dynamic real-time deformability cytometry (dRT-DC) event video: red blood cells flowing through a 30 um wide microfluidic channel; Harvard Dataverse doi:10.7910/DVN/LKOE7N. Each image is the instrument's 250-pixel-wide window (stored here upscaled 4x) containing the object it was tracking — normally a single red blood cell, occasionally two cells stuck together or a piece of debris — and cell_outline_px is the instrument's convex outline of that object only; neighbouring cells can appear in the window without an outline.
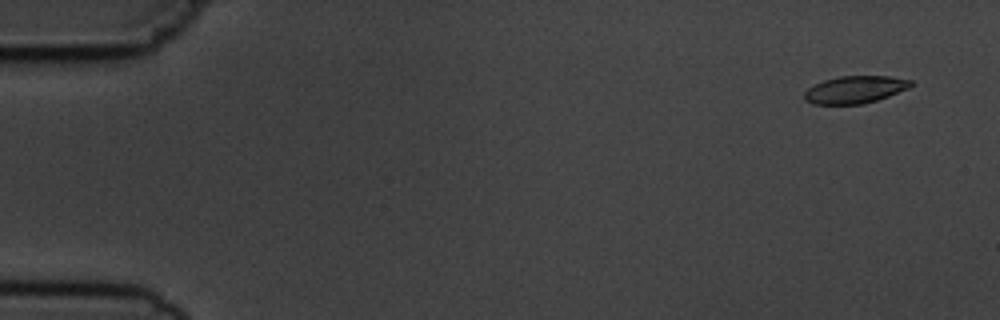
{"species": "common noctule bat (a hibernating species)", "species_latin": "Nyctalus noctula", "temperature_condition": "cold", "stored_images_in_passage": 6, "camera_frame_rate_fps": 3000, "um_per_image_px": 0.085, "animal": {"sex": "male", "body_mass_g": 19.5, "forearm_length_mm": 54.6}, "frame": {"image": 1, "passage_image": 1, "time_ms": 0.0, "image_size_px": [1000, 320], "cell_outline_px": [[916, 84], [908, 88], [888, 96], [876, 100], [860, 104], [812, 104], [804, 100], [804, 92], [808, 88], [824, 80], [840, 76], [892, 76], [912, 80]], "centroid_in_image_um": [72.69, 7.61], "position_along_channel_um": 12.3, "area_um2": 16.99}}
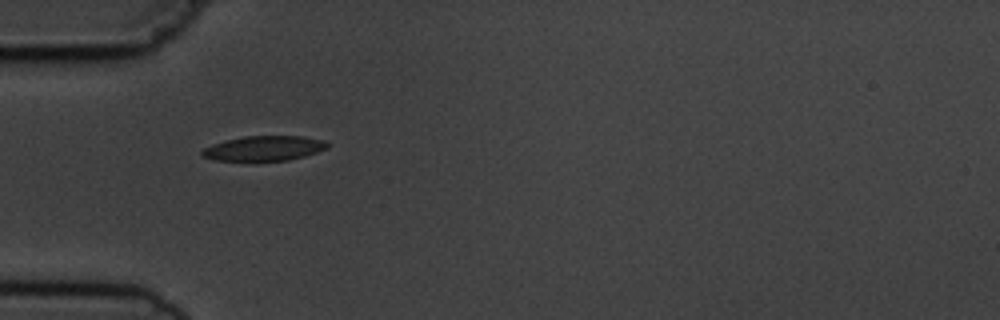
{"frame": {"image": 2, "passage_image": 5, "time_ms": 4.667, "image_size_px": [1000, 320], "cell_outline_px": [[328, 148], [304, 156], [288, 160], [212, 160], [200, 156], [200, 152], [204, 148], [212, 144], [244, 136], [304, 136], [324, 140], [328, 144]], "centroid_in_image_um": [22.43, 12.6], "position_along_channel_um": 62.6, "area_um2": 18.03}}
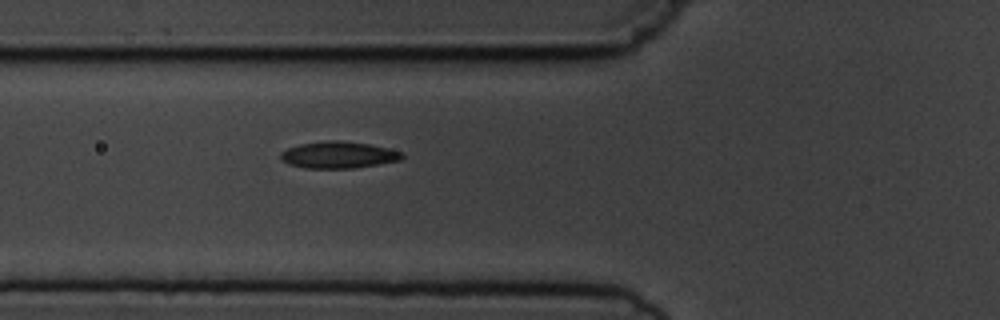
{"frame": {"image": 3, "passage_image": 6, "time_ms": 5.667, "image_size_px": [1000, 320], "cell_outline_px": [[404, 156], [400, 160], [380, 164], [356, 168], [304, 168], [288, 164], [280, 160], [280, 152], [288, 148], [300, 144], [328, 140], [340, 140], [368, 144], [388, 148], [404, 152]], "centroid_in_image_um": [28.76, 13.17], "position_along_channel_um": 97.0, "area_um2": 19.07}}